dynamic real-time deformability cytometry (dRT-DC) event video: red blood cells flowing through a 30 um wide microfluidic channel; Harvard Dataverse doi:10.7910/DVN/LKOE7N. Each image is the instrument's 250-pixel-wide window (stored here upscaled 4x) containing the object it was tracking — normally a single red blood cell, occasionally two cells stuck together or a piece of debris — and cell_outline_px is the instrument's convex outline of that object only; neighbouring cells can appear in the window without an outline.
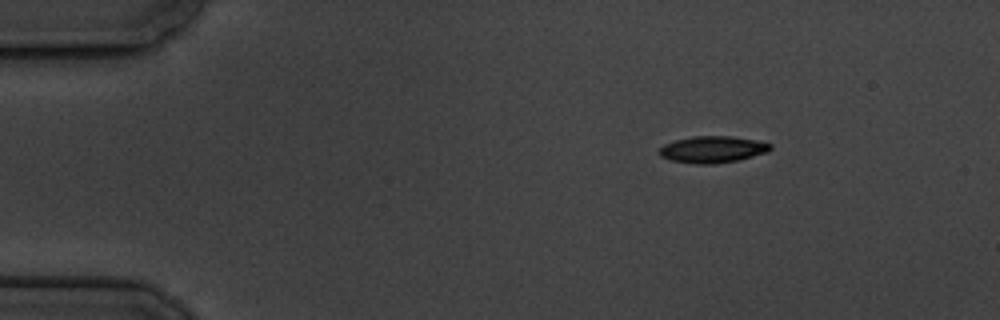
{"species": "common noctule bat (a hibernating species)", "species_latin": "Nyctalus noctula", "temperature_condition": "cold", "stored_images_in_passage": 8, "camera_frame_rate_fps": 3000, "um_per_image_px": 0.085, "animal": {"sex": "male", "body_mass_g": 19.5, "forearm_length_mm": 54.6}, "frame": {"image": 1, "passage_image": 1, "time_ms": 0.0, "image_size_px": [1000, 320], "cell_outline_px": [[772, 148], [768, 152], [736, 160], [716, 164], [696, 164], [672, 160], [660, 156], [660, 148], [664, 144], [676, 140], [692, 136], [728, 136], [756, 140], [772, 144]], "centroid_in_image_um": [60.58, 12.7], "position_along_channel_um": 24.4, "area_um2": 17.11}}
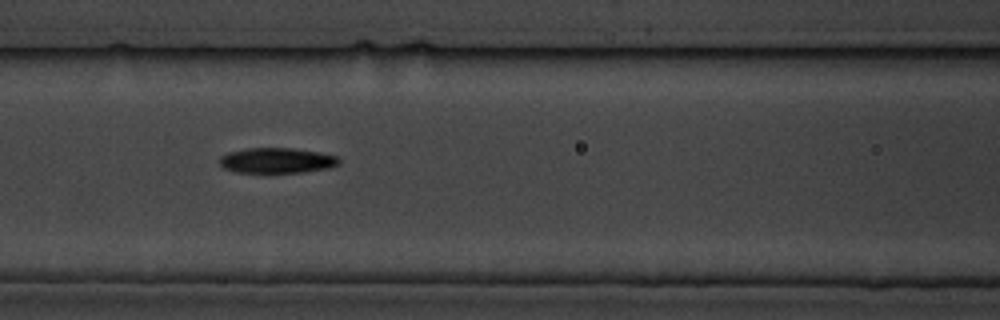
{"frame": {"image": 2, "passage_image": 6, "time_ms": 5.667, "image_size_px": [1000, 320], "cell_outline_px": [[340, 164], [328, 168], [304, 172], [236, 172], [224, 168], [220, 164], [220, 156], [228, 152], [248, 148], [292, 148], [320, 152], [336, 156], [340, 160]], "centroid_in_image_um": [23.54, 13.63], "position_along_channel_um": 143.1, "area_um2": 17.57}}
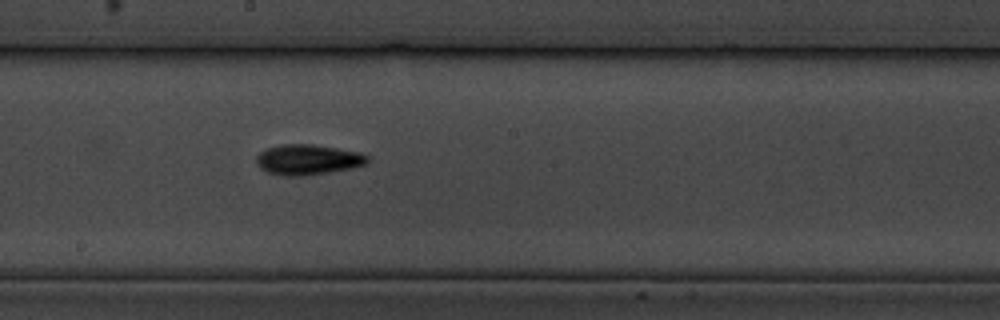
{"frame": {"image": 3, "passage_image": 8, "time_ms": 8.0, "image_size_px": [1000, 320], "cell_outline_px": [[368, 164], [352, 168], [304, 176], [284, 176], [268, 172], [260, 168], [256, 160], [256, 156], [260, 152], [268, 148], [284, 144], [312, 144], [360, 152], [368, 156]], "centroid_in_image_um": [26.18, 13.57], "position_along_channel_um": 222.0, "area_um2": 19.59}}